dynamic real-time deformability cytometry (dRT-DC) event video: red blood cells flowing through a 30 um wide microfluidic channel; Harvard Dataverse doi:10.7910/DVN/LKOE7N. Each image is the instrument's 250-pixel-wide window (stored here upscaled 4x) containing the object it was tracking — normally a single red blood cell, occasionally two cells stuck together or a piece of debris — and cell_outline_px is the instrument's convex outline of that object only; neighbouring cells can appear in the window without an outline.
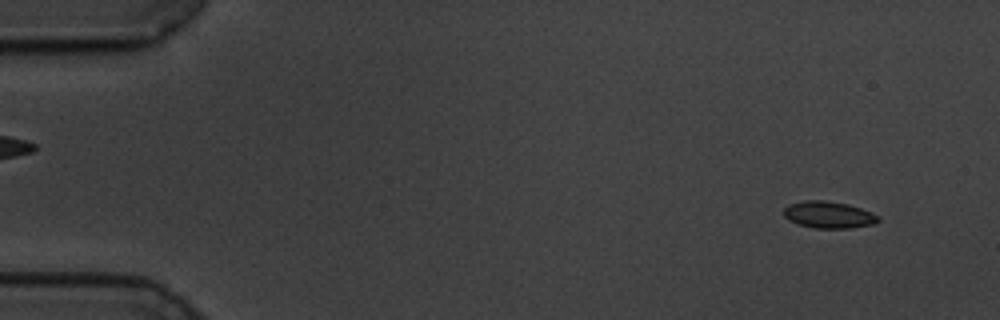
{"species": "common noctule bat (a hibernating species)", "species_latin": "Nyctalus noctula", "temperature_condition": "cold", "stored_images_in_passage": 58, "camera_frame_rate_fps": 3000, "um_per_image_px": 0.085, "animal": {"sex": "male", "body_mass_g": 19.5, "forearm_length_mm": 54.6}, "frame": {"image": 1, "passage_image": 4, "time_ms": 1.0, "image_size_px": [1000, 320], "cell_outline_px": [[880, 220], [872, 224], [848, 228], [812, 228], [788, 220], [784, 216], [784, 208], [788, 204], [804, 200], [824, 200], [848, 204], [860, 208], [880, 216]], "centroid_in_image_um": [70.41, 18.25], "position_along_channel_um": 14.6, "area_um2": 14.74}}
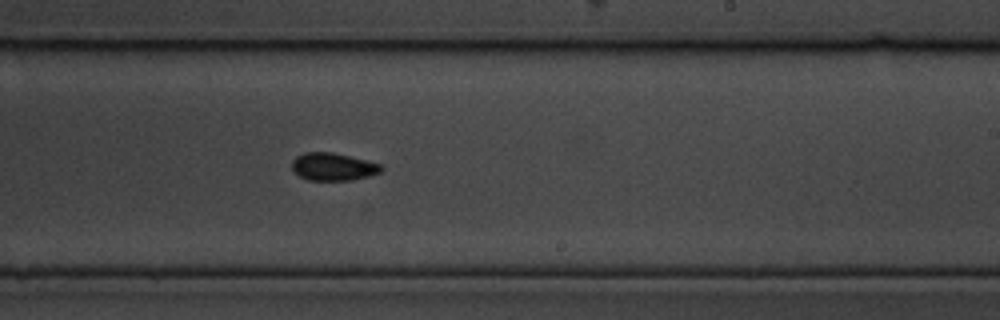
{"frame": {"image": 2, "passage_image": 35, "time_ms": 11.333, "image_size_px": [1000, 320], "cell_outline_px": [[384, 168], [380, 172], [368, 176], [352, 180], [308, 180], [300, 176], [292, 168], [292, 160], [296, 156], [304, 152], [332, 152], [384, 164]], "centroid_in_image_um": [28.34, 14.16], "position_along_channel_um": 260.7, "area_um2": 14.45}}
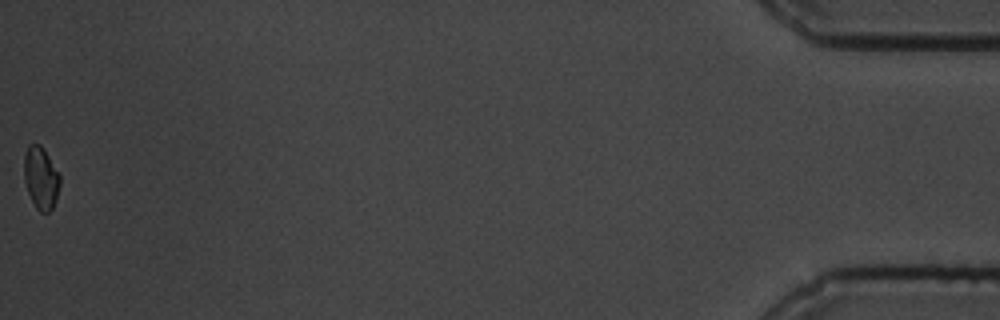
{"frame": {"image": 3, "passage_image": 58, "time_ms": 19.0, "image_size_px": [1000, 320], "cell_outline_px": [[60, 184], [52, 208], [48, 212], [40, 212], [36, 208], [28, 192], [24, 180], [24, 156], [28, 144], [40, 144], [48, 156], [60, 176]], "centroid_in_image_um": [3.45, 15.11], "position_along_channel_um": 431.7, "area_um2": 12.77}, "authors_computed_cell_mechanics": {"area_um2": 14.0743, "velocity_mm_per_s": 3.4566, "shape_relaxation_time_tau1_ms": 1.946, "shape_relaxation_time_tau2_ms": null, "deformation_change_tau1": 0.0589, "deformation_change_tau2": null}}